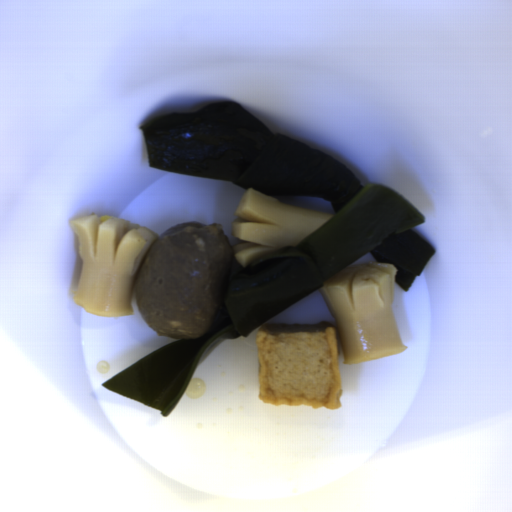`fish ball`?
<instances>
[{
	"label": "fish ball",
	"instance_id": "29854b86",
	"mask_svg": "<svg viewBox=\"0 0 512 512\" xmlns=\"http://www.w3.org/2000/svg\"><path fill=\"white\" fill-rule=\"evenodd\" d=\"M259 399L270 405L339 409L343 394L331 323H263L255 332Z\"/></svg>",
	"mask_w": 512,
	"mask_h": 512
}]
</instances>
